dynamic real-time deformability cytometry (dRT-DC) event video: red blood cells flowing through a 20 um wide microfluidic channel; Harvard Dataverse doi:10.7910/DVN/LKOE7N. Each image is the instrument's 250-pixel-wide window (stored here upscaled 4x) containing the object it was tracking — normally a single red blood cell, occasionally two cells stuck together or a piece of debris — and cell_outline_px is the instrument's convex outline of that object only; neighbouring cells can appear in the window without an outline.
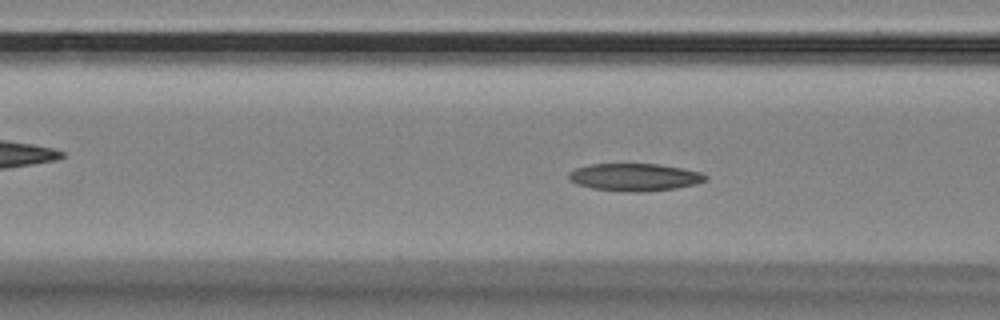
{"species": "Egyptian fruit bat (a non-hibernating species)", "species_latin": "Rousettus aegyptiacus", "temperature_condition": "room temperature", "stored_images_in_passage": 43, "camera_frame_rate_fps": 3000, "um_per_image_px": 0.085, "animal": {"sex": "female"}, "frame": {"image": 1, "passage_image": 13, "time_ms": 4.0, "image_size_px": [1000, 320], "cell_outline_px": [[708, 180], [696, 184], [676, 188], [644, 192], [624, 192], [592, 188], [576, 184], [568, 180], [568, 172], [576, 168], [588, 164], [660, 164], [704, 172], [708, 176]], "centroid_in_image_um": [53.96, 15.06], "position_along_channel_um": 112.6, "area_um2": 22.31}}
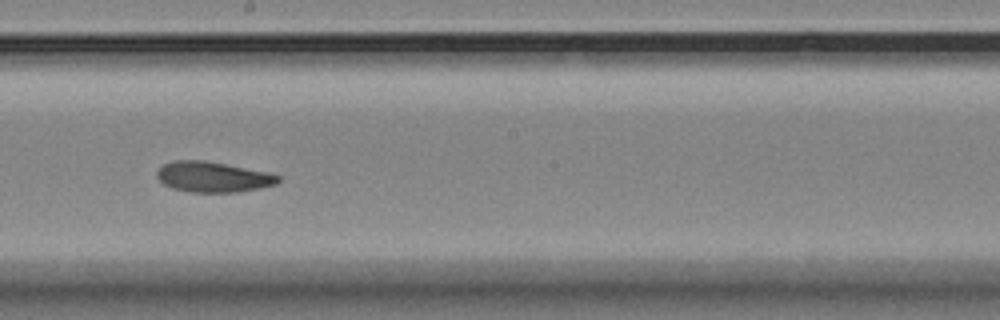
{"frame": {"image": 2, "passage_image": 23, "time_ms": 7.333, "image_size_px": [1000, 320], "cell_outline_px": [[280, 180], [276, 184], [260, 188], [236, 192], [188, 192], [172, 188], [164, 184], [156, 176], [156, 172], [164, 164], [172, 160], [204, 160], [268, 172], [280, 176]], "centroid_in_image_um": [18.09, 15.04], "position_along_channel_um": 230.1, "area_um2": 21.5}}
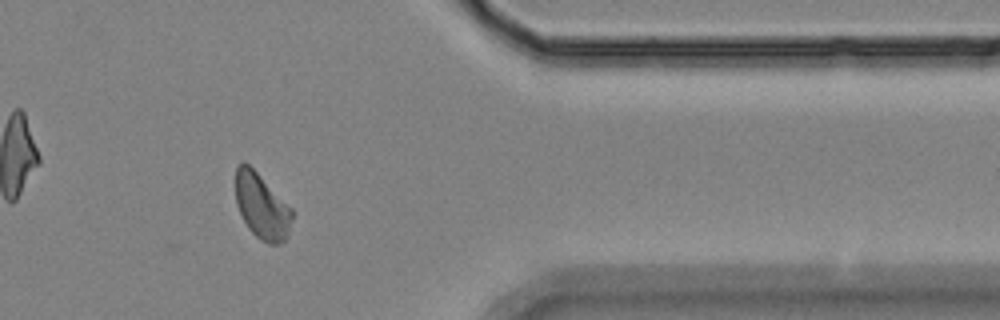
{"frame": {"image": 3, "passage_image": 38, "time_ms": 12.333, "image_size_px": [1000, 320], "cell_outline_px": [[292, 220], [288, 236], [280, 244], [268, 244], [260, 240], [248, 228], [236, 204], [236, 168], [244, 160], [292, 208]], "centroid_in_image_um": [22.26, 17.56], "position_along_channel_um": 389.1, "area_um2": 21.33}, "authors_computed_cell_mechanics": {"area_um2": 21.964, "velocity_mm_per_s": 3.5176, "shape_relaxation_time_tau1_ms": null, "shape_relaxation_time_tau2_ms": 4.6676, "deformation_change_tau1": null, "deformation_change_tau2": 0.1033}}